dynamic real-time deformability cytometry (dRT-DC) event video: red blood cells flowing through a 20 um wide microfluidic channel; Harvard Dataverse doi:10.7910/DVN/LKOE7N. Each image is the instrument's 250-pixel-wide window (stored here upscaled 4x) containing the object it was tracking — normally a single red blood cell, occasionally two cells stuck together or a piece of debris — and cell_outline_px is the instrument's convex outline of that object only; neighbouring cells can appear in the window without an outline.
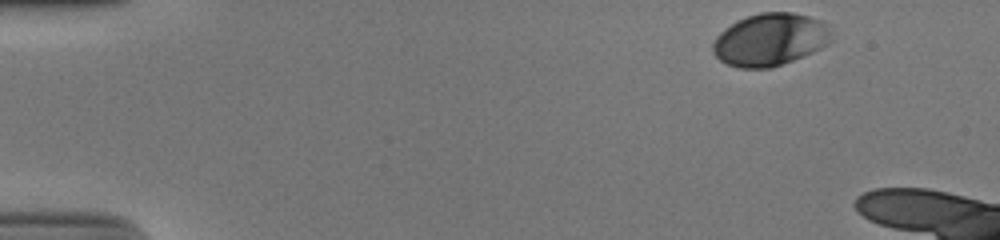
{"species": "human", "species_latin": "Homo sapiens", "temperature_condition": "cold", "stored_images_in_passage": 8, "camera_frame_rate_fps": 3000, "um_per_image_px": 0.085, "donor": {"sex": "male"}, "frame": {"image": 1, "passage_image": 1, "time_ms": 0.0, "image_size_px": [1000, 240], "cell_outline_px": [[832, 40], [828, 44], [804, 56], [772, 68], [740, 68], [724, 64], [712, 52], [712, 44], [716, 36], [724, 28], [736, 20], [760, 12], [792, 12], [808, 16], [820, 20], [828, 24], [832, 32]], "centroid_in_image_um": [65.45, 3.37], "position_along_channel_um": 19.5, "area_um2": 36.7}}